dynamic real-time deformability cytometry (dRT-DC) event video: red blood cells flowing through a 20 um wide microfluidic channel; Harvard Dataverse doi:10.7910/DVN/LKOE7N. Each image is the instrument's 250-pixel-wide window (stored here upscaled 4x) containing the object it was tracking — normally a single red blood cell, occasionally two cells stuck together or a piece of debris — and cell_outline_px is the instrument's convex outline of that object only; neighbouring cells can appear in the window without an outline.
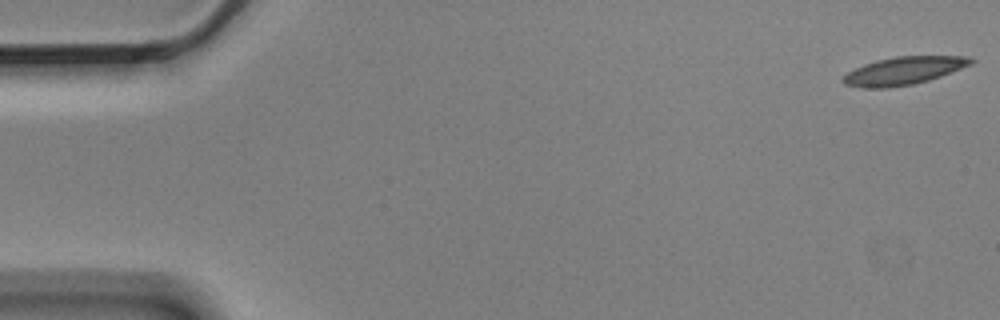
{"species": "Egyptian fruit bat (a non-hibernating species)", "species_latin": "Rousettus aegyptiacus", "temperature_condition": "cold", "stored_images_in_passage": 5, "camera_frame_rate_fps": 3000, "um_per_image_px": 0.085, "animal": {"sex": "male"}, "frame": {"image": 1, "passage_image": 1, "time_ms": 0.0, "image_size_px": [1000, 320], "cell_outline_px": [[976, 60], [972, 64], [940, 76], [928, 80], [912, 84], [888, 88], [864, 88], [844, 84], [840, 80], [848, 72], [864, 64], [876, 60], [896, 56], [968, 56]], "centroid_in_image_um": [76.8, 6.01], "position_along_channel_um": 8.2, "area_um2": 20.69}}